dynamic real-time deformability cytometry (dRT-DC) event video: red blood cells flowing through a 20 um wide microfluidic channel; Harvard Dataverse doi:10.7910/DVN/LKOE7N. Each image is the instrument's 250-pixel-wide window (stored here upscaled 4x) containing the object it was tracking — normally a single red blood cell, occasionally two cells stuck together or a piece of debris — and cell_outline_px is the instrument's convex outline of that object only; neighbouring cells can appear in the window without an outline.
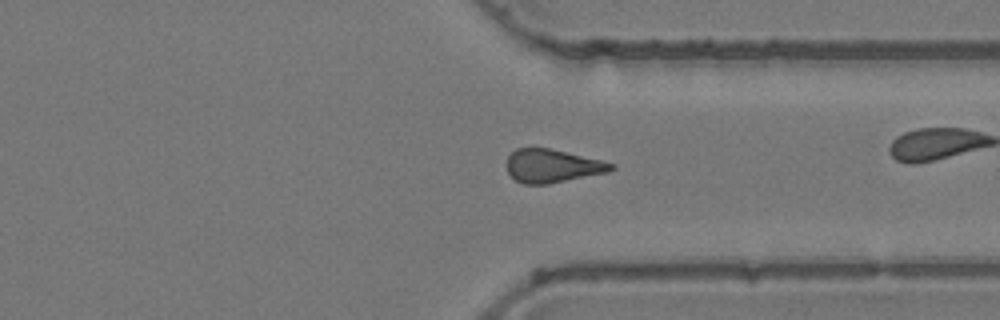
{"species": "common noctule bat (a hibernating species)", "species_latin": "Nyctalus noctula", "temperature_condition": "room temperature", "stored_images_in_passage": 49, "camera_frame_rate_fps": 3000, "um_per_image_px": 0.085, "animal": {"sex": "female", "body_mass_g": 24.6, "forearm_length_mm": 56.2}, "frame": {"image": 1, "passage_image": 41, "time_ms": 13.333, "image_size_px": [1000, 320], "cell_outline_px": [[616, 168], [608, 172], [548, 184], [524, 184], [516, 180], [508, 172], [508, 156], [516, 148], [548, 148], [600, 160], [616, 164]], "centroid_in_image_um": [46.96, 14.11], "position_along_channel_um": 364.4, "area_um2": 20.0}, "authors_computed_cell_mechanics": {"area_um2": 21.2704, "velocity_mm_per_s": 3.9435, "shape_relaxation_time_tau1_ms": null, "shape_relaxation_time_tau2_ms": 4.612, "deformation_change_tau1": null, "deformation_change_tau2": 0.1367}}